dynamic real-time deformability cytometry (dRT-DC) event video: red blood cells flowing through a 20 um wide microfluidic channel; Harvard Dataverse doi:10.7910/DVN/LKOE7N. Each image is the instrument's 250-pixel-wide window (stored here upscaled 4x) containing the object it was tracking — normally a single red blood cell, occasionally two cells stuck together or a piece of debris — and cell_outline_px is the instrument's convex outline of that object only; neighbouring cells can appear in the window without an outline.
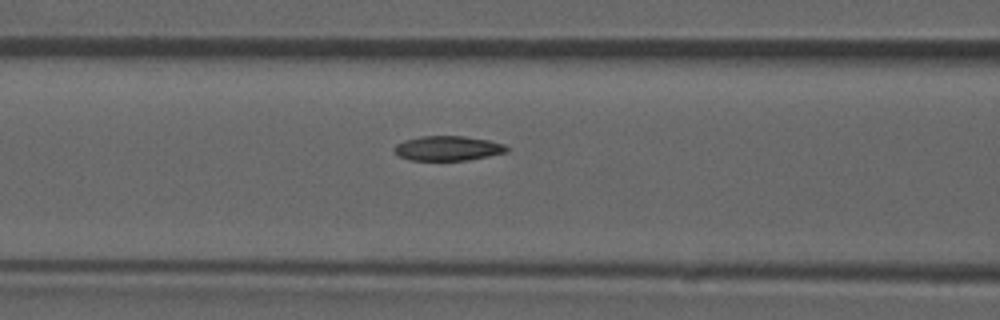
{"species": "common noctule bat (a hibernating species)", "species_latin": "Nyctalus noctula", "temperature_condition": "room temperature", "stored_images_in_passage": 44, "camera_frame_rate_fps": 3000, "um_per_image_px": 0.085, "animal": {"sex": "male", "forearm_length_mm": 52.5}, "frame": {"image": 1, "passage_image": 13, "time_ms": 4.0, "image_size_px": [1000, 320], "cell_outline_px": [[508, 152], [468, 160], [408, 160], [400, 156], [392, 148], [396, 144], [404, 140], [420, 136], [464, 136], [488, 140], [504, 144], [508, 148]], "centroid_in_image_um": [38.06, 12.6], "position_along_channel_um": 128.5, "area_um2": 16.18}, "authors_computed_cell_mechanics": {"area_um2": 16.5597, "velocity_mm_per_s": 3.8977, "shape_relaxation_time_tau1_ms": null, "shape_relaxation_time_tau2_ms": 3.013, "deformation_change_tau1": null, "deformation_change_tau2": 0.0834}}